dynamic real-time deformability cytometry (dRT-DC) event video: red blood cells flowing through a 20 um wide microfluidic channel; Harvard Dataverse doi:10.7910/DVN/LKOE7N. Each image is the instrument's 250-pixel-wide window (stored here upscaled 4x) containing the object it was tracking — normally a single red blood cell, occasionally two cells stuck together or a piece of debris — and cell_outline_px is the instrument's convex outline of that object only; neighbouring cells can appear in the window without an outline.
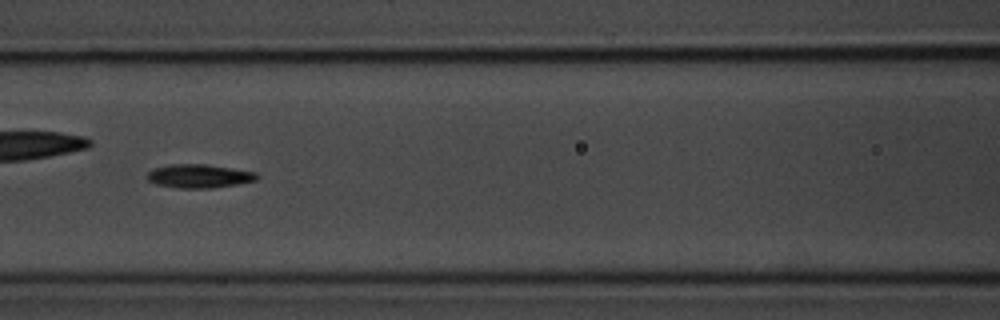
{"species": "common noctule bat (a hibernating species)", "species_latin": "Nyctalus noctula", "temperature_condition": "room temperature", "stored_images_in_passage": 10, "camera_frame_rate_fps": 3000, "um_per_image_px": 0.085, "animal": {"sex": "male", "body_mass_g": 20.1, "forearm_length_mm": 53.5}, "frame": {"image": 1, "passage_image": 6, "time_ms": 5.667, "image_size_px": [1000, 320], "cell_outline_px": [[260, 176], [256, 180], [236, 184], [212, 188], [176, 188], [156, 184], [148, 180], [148, 172], [152, 168], [172, 164], [204, 164], [232, 168], [256, 172]], "centroid_in_image_um": [16.92, 14.96], "position_along_channel_um": 149.7, "area_um2": 15.09}}
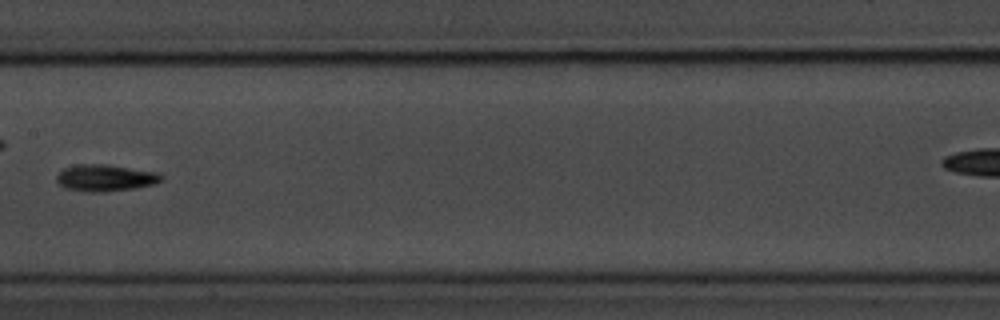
{"frame": {"image": 2, "passage_image": 7, "time_ms": 7.0, "image_size_px": [1000, 320], "cell_outline_px": [[164, 176], [160, 180], [152, 184], [136, 188], [104, 192], [88, 192], [68, 188], [60, 184], [56, 180], [56, 176], [64, 168], [76, 164], [108, 164], [156, 172]], "centroid_in_image_um": [8.94, 15.11], "position_along_channel_um": 198.5, "area_um2": 16.18}}